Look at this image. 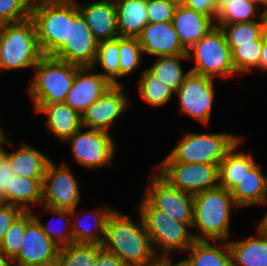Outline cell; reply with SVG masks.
Instances as JSON below:
<instances>
[{
	"instance_id": "obj_1",
	"label": "cell",
	"mask_w": 267,
	"mask_h": 266,
	"mask_svg": "<svg viewBox=\"0 0 267 266\" xmlns=\"http://www.w3.org/2000/svg\"><path fill=\"white\" fill-rule=\"evenodd\" d=\"M139 223L114 210L106 224L104 249L116 254L127 266H153L158 257L140 215Z\"/></svg>"
},
{
	"instance_id": "obj_2",
	"label": "cell",
	"mask_w": 267,
	"mask_h": 266,
	"mask_svg": "<svg viewBox=\"0 0 267 266\" xmlns=\"http://www.w3.org/2000/svg\"><path fill=\"white\" fill-rule=\"evenodd\" d=\"M238 208L231 191L221 186L194 195L192 228L195 240L225 241L229 237L232 207Z\"/></svg>"
},
{
	"instance_id": "obj_3",
	"label": "cell",
	"mask_w": 267,
	"mask_h": 266,
	"mask_svg": "<svg viewBox=\"0 0 267 266\" xmlns=\"http://www.w3.org/2000/svg\"><path fill=\"white\" fill-rule=\"evenodd\" d=\"M34 0L30 18L41 52L53 56L67 41L68 20L78 12L76 0Z\"/></svg>"
},
{
	"instance_id": "obj_4",
	"label": "cell",
	"mask_w": 267,
	"mask_h": 266,
	"mask_svg": "<svg viewBox=\"0 0 267 266\" xmlns=\"http://www.w3.org/2000/svg\"><path fill=\"white\" fill-rule=\"evenodd\" d=\"M43 56L31 18L4 24L0 42V71L34 68Z\"/></svg>"
},
{
	"instance_id": "obj_5",
	"label": "cell",
	"mask_w": 267,
	"mask_h": 266,
	"mask_svg": "<svg viewBox=\"0 0 267 266\" xmlns=\"http://www.w3.org/2000/svg\"><path fill=\"white\" fill-rule=\"evenodd\" d=\"M80 67L44 55L34 67L36 72L28 89L33 103L53 104L64 102Z\"/></svg>"
},
{
	"instance_id": "obj_6",
	"label": "cell",
	"mask_w": 267,
	"mask_h": 266,
	"mask_svg": "<svg viewBox=\"0 0 267 266\" xmlns=\"http://www.w3.org/2000/svg\"><path fill=\"white\" fill-rule=\"evenodd\" d=\"M138 212L142 216L155 252L160 248L162 256H168L171 251H187L194 243L193 233L188 230L192 224L174 220L169 214L155 209L145 198L141 201Z\"/></svg>"
},
{
	"instance_id": "obj_7",
	"label": "cell",
	"mask_w": 267,
	"mask_h": 266,
	"mask_svg": "<svg viewBox=\"0 0 267 266\" xmlns=\"http://www.w3.org/2000/svg\"><path fill=\"white\" fill-rule=\"evenodd\" d=\"M241 138L227 133H186L162 162L220 165Z\"/></svg>"
},
{
	"instance_id": "obj_8",
	"label": "cell",
	"mask_w": 267,
	"mask_h": 266,
	"mask_svg": "<svg viewBox=\"0 0 267 266\" xmlns=\"http://www.w3.org/2000/svg\"><path fill=\"white\" fill-rule=\"evenodd\" d=\"M188 59L194 60L193 73L215 78L233 77L235 67L225 36L219 26L212 28L204 37L188 49Z\"/></svg>"
},
{
	"instance_id": "obj_9",
	"label": "cell",
	"mask_w": 267,
	"mask_h": 266,
	"mask_svg": "<svg viewBox=\"0 0 267 266\" xmlns=\"http://www.w3.org/2000/svg\"><path fill=\"white\" fill-rule=\"evenodd\" d=\"M156 170L172 187L193 195L219 186L218 165L161 162Z\"/></svg>"
},
{
	"instance_id": "obj_10",
	"label": "cell",
	"mask_w": 267,
	"mask_h": 266,
	"mask_svg": "<svg viewBox=\"0 0 267 266\" xmlns=\"http://www.w3.org/2000/svg\"><path fill=\"white\" fill-rule=\"evenodd\" d=\"M81 127L69 142L74 161L87 168H99L111 165L116 147L109 132L100 129H89L84 133Z\"/></svg>"
},
{
	"instance_id": "obj_11",
	"label": "cell",
	"mask_w": 267,
	"mask_h": 266,
	"mask_svg": "<svg viewBox=\"0 0 267 266\" xmlns=\"http://www.w3.org/2000/svg\"><path fill=\"white\" fill-rule=\"evenodd\" d=\"M80 191L77 179L66 164L50 161L42 182V205L53 209L73 210L78 206Z\"/></svg>"
},
{
	"instance_id": "obj_12",
	"label": "cell",
	"mask_w": 267,
	"mask_h": 266,
	"mask_svg": "<svg viewBox=\"0 0 267 266\" xmlns=\"http://www.w3.org/2000/svg\"><path fill=\"white\" fill-rule=\"evenodd\" d=\"M150 186L146 188L144 198L157 210H161L174 220L193 223L194 195L172 187L158 173L149 176Z\"/></svg>"
},
{
	"instance_id": "obj_13",
	"label": "cell",
	"mask_w": 267,
	"mask_h": 266,
	"mask_svg": "<svg viewBox=\"0 0 267 266\" xmlns=\"http://www.w3.org/2000/svg\"><path fill=\"white\" fill-rule=\"evenodd\" d=\"M213 84V78L190 71L175 93L178 95L181 112L205 125L208 124L215 97Z\"/></svg>"
},
{
	"instance_id": "obj_14",
	"label": "cell",
	"mask_w": 267,
	"mask_h": 266,
	"mask_svg": "<svg viewBox=\"0 0 267 266\" xmlns=\"http://www.w3.org/2000/svg\"><path fill=\"white\" fill-rule=\"evenodd\" d=\"M98 43L84 17L78 12L68 20L67 41L52 57L81 67L92 66Z\"/></svg>"
},
{
	"instance_id": "obj_15",
	"label": "cell",
	"mask_w": 267,
	"mask_h": 266,
	"mask_svg": "<svg viewBox=\"0 0 267 266\" xmlns=\"http://www.w3.org/2000/svg\"><path fill=\"white\" fill-rule=\"evenodd\" d=\"M122 85H112L99 99L92 103L82 113V126L87 129H100L108 132L114 121L122 115L129 106Z\"/></svg>"
},
{
	"instance_id": "obj_16",
	"label": "cell",
	"mask_w": 267,
	"mask_h": 266,
	"mask_svg": "<svg viewBox=\"0 0 267 266\" xmlns=\"http://www.w3.org/2000/svg\"><path fill=\"white\" fill-rule=\"evenodd\" d=\"M59 247L43 232L40 223L33 218L26 226L19 254L14 266H33L57 260Z\"/></svg>"
},
{
	"instance_id": "obj_17",
	"label": "cell",
	"mask_w": 267,
	"mask_h": 266,
	"mask_svg": "<svg viewBox=\"0 0 267 266\" xmlns=\"http://www.w3.org/2000/svg\"><path fill=\"white\" fill-rule=\"evenodd\" d=\"M111 86L112 84L105 77L95 73L92 66L80 67L64 103L82 115Z\"/></svg>"
},
{
	"instance_id": "obj_18",
	"label": "cell",
	"mask_w": 267,
	"mask_h": 266,
	"mask_svg": "<svg viewBox=\"0 0 267 266\" xmlns=\"http://www.w3.org/2000/svg\"><path fill=\"white\" fill-rule=\"evenodd\" d=\"M137 39L143 53L147 52L153 56L188 53L180 42L172 21L146 24Z\"/></svg>"
},
{
	"instance_id": "obj_19",
	"label": "cell",
	"mask_w": 267,
	"mask_h": 266,
	"mask_svg": "<svg viewBox=\"0 0 267 266\" xmlns=\"http://www.w3.org/2000/svg\"><path fill=\"white\" fill-rule=\"evenodd\" d=\"M76 2L79 12L98 42L119 37L114 0H98L86 5H81L78 0Z\"/></svg>"
},
{
	"instance_id": "obj_20",
	"label": "cell",
	"mask_w": 267,
	"mask_h": 266,
	"mask_svg": "<svg viewBox=\"0 0 267 266\" xmlns=\"http://www.w3.org/2000/svg\"><path fill=\"white\" fill-rule=\"evenodd\" d=\"M172 24L180 42L187 50L216 26L211 16L190 9L186 5L176 7Z\"/></svg>"
},
{
	"instance_id": "obj_21",
	"label": "cell",
	"mask_w": 267,
	"mask_h": 266,
	"mask_svg": "<svg viewBox=\"0 0 267 266\" xmlns=\"http://www.w3.org/2000/svg\"><path fill=\"white\" fill-rule=\"evenodd\" d=\"M37 113H45V124L52 134L67 141L82 126V115L64 102L53 104H34Z\"/></svg>"
},
{
	"instance_id": "obj_22",
	"label": "cell",
	"mask_w": 267,
	"mask_h": 266,
	"mask_svg": "<svg viewBox=\"0 0 267 266\" xmlns=\"http://www.w3.org/2000/svg\"><path fill=\"white\" fill-rule=\"evenodd\" d=\"M3 157L15 175L34 179L44 178L51 161L38 149L25 144H22L15 152H6L3 149Z\"/></svg>"
},
{
	"instance_id": "obj_23",
	"label": "cell",
	"mask_w": 267,
	"mask_h": 266,
	"mask_svg": "<svg viewBox=\"0 0 267 266\" xmlns=\"http://www.w3.org/2000/svg\"><path fill=\"white\" fill-rule=\"evenodd\" d=\"M257 235L228 242L233 266H267V229L259 224Z\"/></svg>"
},
{
	"instance_id": "obj_24",
	"label": "cell",
	"mask_w": 267,
	"mask_h": 266,
	"mask_svg": "<svg viewBox=\"0 0 267 266\" xmlns=\"http://www.w3.org/2000/svg\"><path fill=\"white\" fill-rule=\"evenodd\" d=\"M42 182L43 179L14 174L5 184L4 203L20 207L24 211H32V204H42Z\"/></svg>"
},
{
	"instance_id": "obj_25",
	"label": "cell",
	"mask_w": 267,
	"mask_h": 266,
	"mask_svg": "<svg viewBox=\"0 0 267 266\" xmlns=\"http://www.w3.org/2000/svg\"><path fill=\"white\" fill-rule=\"evenodd\" d=\"M114 4L119 37L137 38L149 23L147 0H114Z\"/></svg>"
},
{
	"instance_id": "obj_26",
	"label": "cell",
	"mask_w": 267,
	"mask_h": 266,
	"mask_svg": "<svg viewBox=\"0 0 267 266\" xmlns=\"http://www.w3.org/2000/svg\"><path fill=\"white\" fill-rule=\"evenodd\" d=\"M261 170L256 164L231 190L238 208L267 203V176Z\"/></svg>"
},
{
	"instance_id": "obj_27",
	"label": "cell",
	"mask_w": 267,
	"mask_h": 266,
	"mask_svg": "<svg viewBox=\"0 0 267 266\" xmlns=\"http://www.w3.org/2000/svg\"><path fill=\"white\" fill-rule=\"evenodd\" d=\"M241 138L226 153L218 166L219 186L231 191L245 175L257 164L251 154L236 152L242 142Z\"/></svg>"
},
{
	"instance_id": "obj_28",
	"label": "cell",
	"mask_w": 267,
	"mask_h": 266,
	"mask_svg": "<svg viewBox=\"0 0 267 266\" xmlns=\"http://www.w3.org/2000/svg\"><path fill=\"white\" fill-rule=\"evenodd\" d=\"M210 240H195L188 248L186 258L191 266H233L232 254L228 241L222 245H212Z\"/></svg>"
},
{
	"instance_id": "obj_29",
	"label": "cell",
	"mask_w": 267,
	"mask_h": 266,
	"mask_svg": "<svg viewBox=\"0 0 267 266\" xmlns=\"http://www.w3.org/2000/svg\"><path fill=\"white\" fill-rule=\"evenodd\" d=\"M115 209H112L111 207H103V209L96 210L94 212L88 213L90 216H92L93 221L95 222L94 225L91 227L87 222L85 221V224L80 222L79 219H82L79 214L77 215L76 208L71 210V217H72V233H73V240L75 243H93V244H102L103 239L105 237V230H106V224L109 216L113 213ZM74 216L75 219H74ZM74 220V221H73ZM91 227V228H90ZM100 234V235H99Z\"/></svg>"
},
{
	"instance_id": "obj_30",
	"label": "cell",
	"mask_w": 267,
	"mask_h": 266,
	"mask_svg": "<svg viewBox=\"0 0 267 266\" xmlns=\"http://www.w3.org/2000/svg\"><path fill=\"white\" fill-rule=\"evenodd\" d=\"M157 58L155 63L147 69L176 93L190 72L189 70L184 73L180 61L187 60L188 54L157 56Z\"/></svg>"
},
{
	"instance_id": "obj_31",
	"label": "cell",
	"mask_w": 267,
	"mask_h": 266,
	"mask_svg": "<svg viewBox=\"0 0 267 266\" xmlns=\"http://www.w3.org/2000/svg\"><path fill=\"white\" fill-rule=\"evenodd\" d=\"M216 26L221 28L231 51L239 44H254V41H262L266 34L263 18L259 21L216 24Z\"/></svg>"
},
{
	"instance_id": "obj_32",
	"label": "cell",
	"mask_w": 267,
	"mask_h": 266,
	"mask_svg": "<svg viewBox=\"0 0 267 266\" xmlns=\"http://www.w3.org/2000/svg\"><path fill=\"white\" fill-rule=\"evenodd\" d=\"M258 12V7L248 0H219L215 20L217 24L259 21L263 18L261 11L259 18L252 19Z\"/></svg>"
},
{
	"instance_id": "obj_33",
	"label": "cell",
	"mask_w": 267,
	"mask_h": 266,
	"mask_svg": "<svg viewBox=\"0 0 267 266\" xmlns=\"http://www.w3.org/2000/svg\"><path fill=\"white\" fill-rule=\"evenodd\" d=\"M102 244L75 243L59 249V266H95Z\"/></svg>"
},
{
	"instance_id": "obj_34",
	"label": "cell",
	"mask_w": 267,
	"mask_h": 266,
	"mask_svg": "<svg viewBox=\"0 0 267 266\" xmlns=\"http://www.w3.org/2000/svg\"><path fill=\"white\" fill-rule=\"evenodd\" d=\"M119 54V37L99 42L96 59L92 65L93 68H96L99 64L103 70L100 74L112 85H120V82L116 80L119 78Z\"/></svg>"
},
{
	"instance_id": "obj_35",
	"label": "cell",
	"mask_w": 267,
	"mask_h": 266,
	"mask_svg": "<svg viewBox=\"0 0 267 266\" xmlns=\"http://www.w3.org/2000/svg\"><path fill=\"white\" fill-rule=\"evenodd\" d=\"M138 86L142 99L151 106H162L175 94L166 83L147 68L142 71Z\"/></svg>"
},
{
	"instance_id": "obj_36",
	"label": "cell",
	"mask_w": 267,
	"mask_h": 266,
	"mask_svg": "<svg viewBox=\"0 0 267 266\" xmlns=\"http://www.w3.org/2000/svg\"><path fill=\"white\" fill-rule=\"evenodd\" d=\"M32 211H24L10 226L0 243V252L14 259L20 251L27 224L33 219Z\"/></svg>"
},
{
	"instance_id": "obj_37",
	"label": "cell",
	"mask_w": 267,
	"mask_h": 266,
	"mask_svg": "<svg viewBox=\"0 0 267 266\" xmlns=\"http://www.w3.org/2000/svg\"><path fill=\"white\" fill-rule=\"evenodd\" d=\"M119 78L125 77L140 66L142 47L137 38L119 37Z\"/></svg>"
},
{
	"instance_id": "obj_38",
	"label": "cell",
	"mask_w": 267,
	"mask_h": 266,
	"mask_svg": "<svg viewBox=\"0 0 267 266\" xmlns=\"http://www.w3.org/2000/svg\"><path fill=\"white\" fill-rule=\"evenodd\" d=\"M262 51V41L254 44H239L232 51V61L237 74L248 73L259 65Z\"/></svg>"
},
{
	"instance_id": "obj_39",
	"label": "cell",
	"mask_w": 267,
	"mask_h": 266,
	"mask_svg": "<svg viewBox=\"0 0 267 266\" xmlns=\"http://www.w3.org/2000/svg\"><path fill=\"white\" fill-rule=\"evenodd\" d=\"M43 208H45L46 210H48V212H52V214L57 215L60 217H62V219L65 220V222L67 223V225L63 228H61L59 230V228H50L49 226H45L44 224H42L40 222V220L37 218V216L34 215L33 213V217L40 223V226L43 230V232L59 247H65L68 246L69 244H72L74 242L73 240V233H72V228L68 227L69 223H72V217H71V210L69 209H53V208H49L46 206H43ZM63 222V221H62ZM64 223V222H63ZM65 223V224H66ZM69 228V229H67Z\"/></svg>"
},
{
	"instance_id": "obj_40",
	"label": "cell",
	"mask_w": 267,
	"mask_h": 266,
	"mask_svg": "<svg viewBox=\"0 0 267 266\" xmlns=\"http://www.w3.org/2000/svg\"><path fill=\"white\" fill-rule=\"evenodd\" d=\"M34 0H0V23L9 24L30 18Z\"/></svg>"
},
{
	"instance_id": "obj_41",
	"label": "cell",
	"mask_w": 267,
	"mask_h": 266,
	"mask_svg": "<svg viewBox=\"0 0 267 266\" xmlns=\"http://www.w3.org/2000/svg\"><path fill=\"white\" fill-rule=\"evenodd\" d=\"M176 7L171 0H147L149 23L172 21Z\"/></svg>"
},
{
	"instance_id": "obj_42",
	"label": "cell",
	"mask_w": 267,
	"mask_h": 266,
	"mask_svg": "<svg viewBox=\"0 0 267 266\" xmlns=\"http://www.w3.org/2000/svg\"><path fill=\"white\" fill-rule=\"evenodd\" d=\"M23 212L20 207L0 202V243L7 230Z\"/></svg>"
},
{
	"instance_id": "obj_43",
	"label": "cell",
	"mask_w": 267,
	"mask_h": 266,
	"mask_svg": "<svg viewBox=\"0 0 267 266\" xmlns=\"http://www.w3.org/2000/svg\"><path fill=\"white\" fill-rule=\"evenodd\" d=\"M4 143L9 145L13 144L5 136L3 138L2 143L0 144V202L2 203H4L5 184L14 175L8 162L3 157V149H2L3 146L1 145Z\"/></svg>"
},
{
	"instance_id": "obj_44",
	"label": "cell",
	"mask_w": 267,
	"mask_h": 266,
	"mask_svg": "<svg viewBox=\"0 0 267 266\" xmlns=\"http://www.w3.org/2000/svg\"><path fill=\"white\" fill-rule=\"evenodd\" d=\"M218 3L219 0H189L186 6L215 19Z\"/></svg>"
},
{
	"instance_id": "obj_45",
	"label": "cell",
	"mask_w": 267,
	"mask_h": 266,
	"mask_svg": "<svg viewBox=\"0 0 267 266\" xmlns=\"http://www.w3.org/2000/svg\"><path fill=\"white\" fill-rule=\"evenodd\" d=\"M95 266H127L116 254L102 248L97 256Z\"/></svg>"
},
{
	"instance_id": "obj_46",
	"label": "cell",
	"mask_w": 267,
	"mask_h": 266,
	"mask_svg": "<svg viewBox=\"0 0 267 266\" xmlns=\"http://www.w3.org/2000/svg\"><path fill=\"white\" fill-rule=\"evenodd\" d=\"M258 71H267V34H265L262 38V51H261V58L259 61V65L256 68Z\"/></svg>"
},
{
	"instance_id": "obj_47",
	"label": "cell",
	"mask_w": 267,
	"mask_h": 266,
	"mask_svg": "<svg viewBox=\"0 0 267 266\" xmlns=\"http://www.w3.org/2000/svg\"><path fill=\"white\" fill-rule=\"evenodd\" d=\"M172 257L166 256H159L156 265L157 266H191V264L187 261V259H183L177 263L172 264Z\"/></svg>"
},
{
	"instance_id": "obj_48",
	"label": "cell",
	"mask_w": 267,
	"mask_h": 266,
	"mask_svg": "<svg viewBox=\"0 0 267 266\" xmlns=\"http://www.w3.org/2000/svg\"><path fill=\"white\" fill-rule=\"evenodd\" d=\"M0 266H14L13 260L0 252Z\"/></svg>"
},
{
	"instance_id": "obj_49",
	"label": "cell",
	"mask_w": 267,
	"mask_h": 266,
	"mask_svg": "<svg viewBox=\"0 0 267 266\" xmlns=\"http://www.w3.org/2000/svg\"><path fill=\"white\" fill-rule=\"evenodd\" d=\"M248 1L252 2L257 7H259V5L262 4L265 7L264 10L267 8V0H248Z\"/></svg>"
},
{
	"instance_id": "obj_50",
	"label": "cell",
	"mask_w": 267,
	"mask_h": 266,
	"mask_svg": "<svg viewBox=\"0 0 267 266\" xmlns=\"http://www.w3.org/2000/svg\"><path fill=\"white\" fill-rule=\"evenodd\" d=\"M176 6H184L189 0H171Z\"/></svg>"
},
{
	"instance_id": "obj_51",
	"label": "cell",
	"mask_w": 267,
	"mask_h": 266,
	"mask_svg": "<svg viewBox=\"0 0 267 266\" xmlns=\"http://www.w3.org/2000/svg\"><path fill=\"white\" fill-rule=\"evenodd\" d=\"M263 228L267 229V211L264 214V217H262L261 222L259 223Z\"/></svg>"
},
{
	"instance_id": "obj_52",
	"label": "cell",
	"mask_w": 267,
	"mask_h": 266,
	"mask_svg": "<svg viewBox=\"0 0 267 266\" xmlns=\"http://www.w3.org/2000/svg\"><path fill=\"white\" fill-rule=\"evenodd\" d=\"M263 12V19H264V24H265V31L267 34V8L265 10H262Z\"/></svg>"
},
{
	"instance_id": "obj_53",
	"label": "cell",
	"mask_w": 267,
	"mask_h": 266,
	"mask_svg": "<svg viewBox=\"0 0 267 266\" xmlns=\"http://www.w3.org/2000/svg\"><path fill=\"white\" fill-rule=\"evenodd\" d=\"M33 266H59V265H58L57 260H54V261L46 263V264L33 265Z\"/></svg>"
},
{
	"instance_id": "obj_54",
	"label": "cell",
	"mask_w": 267,
	"mask_h": 266,
	"mask_svg": "<svg viewBox=\"0 0 267 266\" xmlns=\"http://www.w3.org/2000/svg\"><path fill=\"white\" fill-rule=\"evenodd\" d=\"M3 131H4V130L0 127V144L2 143L3 138H4Z\"/></svg>"
},
{
	"instance_id": "obj_55",
	"label": "cell",
	"mask_w": 267,
	"mask_h": 266,
	"mask_svg": "<svg viewBox=\"0 0 267 266\" xmlns=\"http://www.w3.org/2000/svg\"><path fill=\"white\" fill-rule=\"evenodd\" d=\"M3 27H4V24L0 23V42H1V35L3 32Z\"/></svg>"
}]
</instances>
